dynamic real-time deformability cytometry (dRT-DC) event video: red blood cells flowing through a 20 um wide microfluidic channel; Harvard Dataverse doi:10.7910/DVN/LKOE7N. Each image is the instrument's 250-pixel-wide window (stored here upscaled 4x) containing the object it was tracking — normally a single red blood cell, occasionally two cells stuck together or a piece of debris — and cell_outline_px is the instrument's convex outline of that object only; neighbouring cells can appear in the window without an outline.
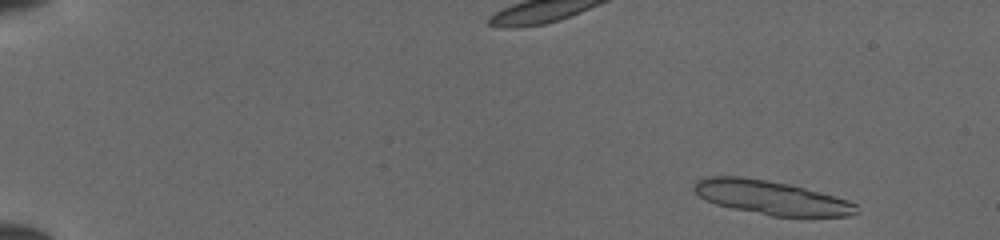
{"species": "common noctule bat (a hibernating species)", "species_latin": "Nyctalus noctula", "temperature_condition": "cold", "stored_images_in_passage": 49, "segment_of_instrument_passage": [1, 2], "camera_frame_rate_fps": 3000, "um_per_image_px": 0.085, "animal": {"sex": "female", "body_mass_g": 19.5, "forearm_length_mm": 54.1}, "frame": {"image": 1, "passage_image": 3, "time_ms": 0.667, "image_size_px": [1000, 240], "cell_outline_px": [[860, 212], [852, 216], [772, 216], [732, 208], [716, 204], [700, 196], [692, 188], [692, 184], [696, 180], [708, 176], [740, 176], [768, 180], [788, 184], [804, 188], [848, 200], [856, 204]], "centroid_in_image_um": [65.54, 16.79], "position_along_channel_um": 19.5, "area_um2": 31.96}}